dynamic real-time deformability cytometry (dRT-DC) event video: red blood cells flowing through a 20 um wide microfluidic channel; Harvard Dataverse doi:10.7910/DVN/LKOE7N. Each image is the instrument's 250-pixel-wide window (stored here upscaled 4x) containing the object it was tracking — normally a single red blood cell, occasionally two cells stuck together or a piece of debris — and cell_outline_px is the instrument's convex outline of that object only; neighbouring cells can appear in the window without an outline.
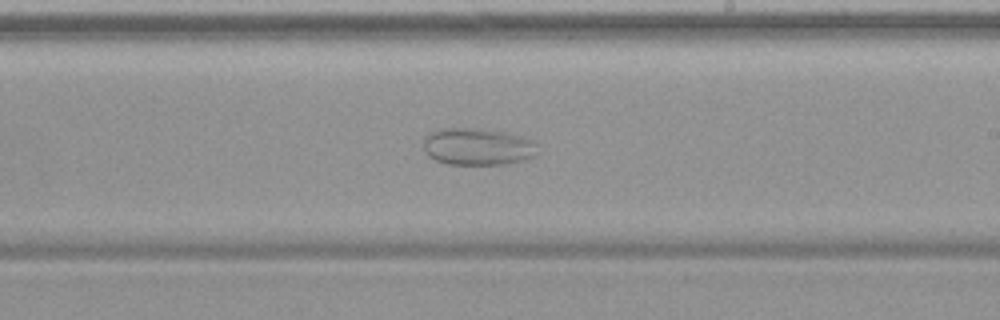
{"species": "common noctule bat (a hibernating species)", "species_latin": "Nyctalus noctula", "temperature_condition": "warm", "stored_images_in_passage": 53, "camera_frame_rate_fps": 3000, "um_per_image_px": 0.085, "animal": {"sex": "female", "body_mass_g": 19.9}, "frame": {"image": 1, "passage_image": 31, "time_ms": 10.0, "image_size_px": [1000, 320], "cell_outline_px": [[536, 156], [524, 160], [504, 164], [448, 164], [436, 160], [428, 156], [424, 148], [424, 136], [428, 132], [440, 128], [476, 128], [504, 132], [520, 136], [532, 140], [536, 144]], "centroid_in_image_um": [40.57, 12.46], "position_along_channel_um": 248.4, "area_um2": 24.74}}